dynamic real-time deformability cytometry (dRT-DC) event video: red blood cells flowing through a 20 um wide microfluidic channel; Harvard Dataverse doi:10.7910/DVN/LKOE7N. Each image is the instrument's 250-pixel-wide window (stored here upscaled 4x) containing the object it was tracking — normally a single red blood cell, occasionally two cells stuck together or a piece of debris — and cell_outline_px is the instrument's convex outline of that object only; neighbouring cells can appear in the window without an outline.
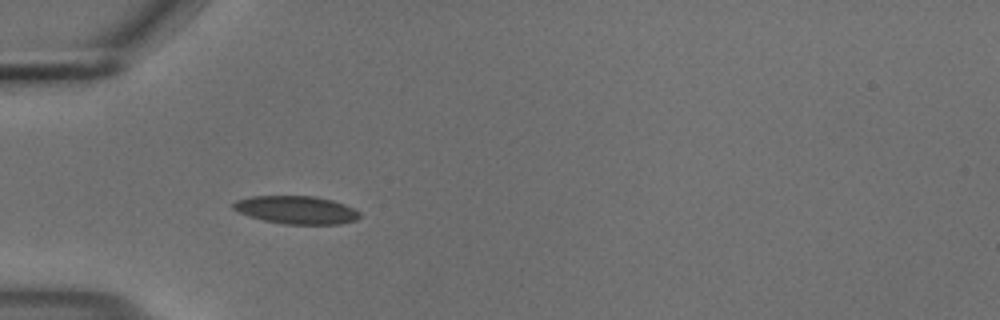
{"species": "common noctule bat (a hibernating species)", "species_latin": "Nyctalus noctula", "temperature_condition": "cold", "stored_images_in_passage": 39, "camera_frame_rate_fps": 3000, "um_per_image_px": 0.085, "animal": {"sex": "male", "body_mass_g": 18.8}, "frame": {"image": 1, "passage_image": 1, "time_ms": 0.0, "image_size_px": [1000, 320], "cell_outline_px": [[360, 216], [356, 220], [340, 224], [284, 224], [264, 220], [248, 216], [232, 208], [232, 204], [236, 200], [252, 196], [316, 196], [332, 200], [344, 204], [360, 212]], "centroid_in_image_um": [25.19, 17.84], "position_along_channel_um": 59.8, "area_um2": 20.58}}
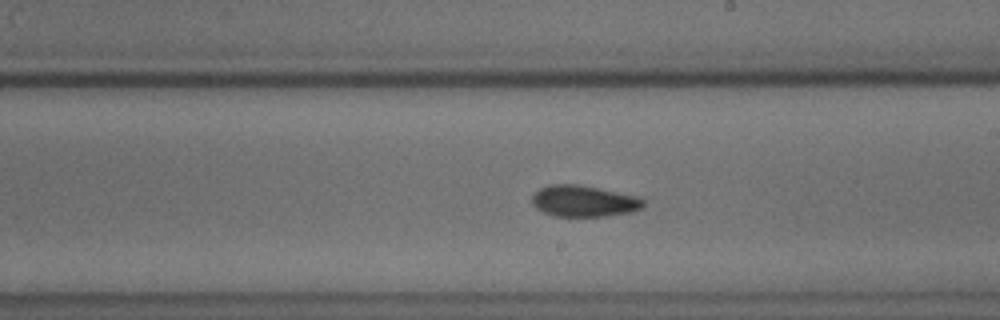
{"frame": {"image": 2, "passage_image": 16, "time_ms": 5.0, "image_size_px": [1000, 320], "cell_outline_px": [[644, 204], [640, 208], [632, 212], [608, 216], [556, 216], [544, 212], [536, 208], [532, 204], [532, 196], [540, 188], [548, 184], [580, 184], [640, 196], [644, 200]], "centroid_in_image_um": [49.64, 17.08], "position_along_channel_um": 239.4, "area_um2": 20.52}}
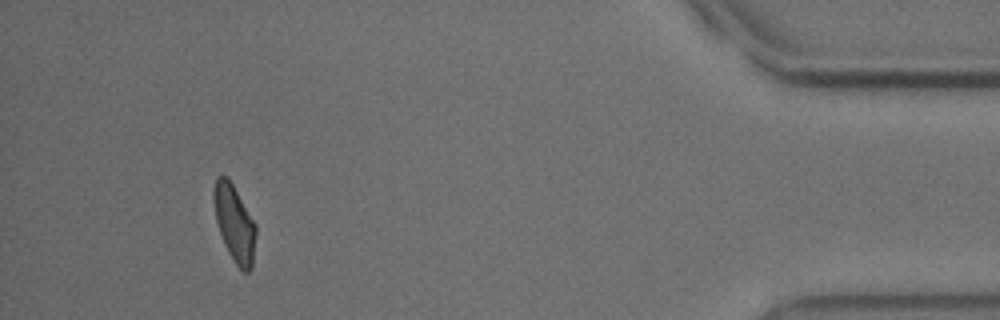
{"frame": {"image": 3, "passage_image": 35, "time_ms": 11.333, "image_size_px": [1000, 320], "cell_outline_px": [[256, 236], [252, 268], [248, 272], [244, 272], [236, 264], [228, 252], [224, 244], [216, 220], [212, 200], [212, 192], [216, 176], [228, 176], [256, 224]], "centroid_in_image_um": [19.92, 18.95], "position_along_channel_um": 415.3, "area_um2": 18.96}, "authors_computed_cell_mechanics": {"area_um2": 19.8832, "velocity_mm_per_s": 3.6955, "shape_relaxation_time_tau1_ms": 6.9495, "shape_relaxation_time_tau2_ms": 2.315, "deformation_change_tau1": 0.1342, "deformation_change_tau2": 0.0735}}